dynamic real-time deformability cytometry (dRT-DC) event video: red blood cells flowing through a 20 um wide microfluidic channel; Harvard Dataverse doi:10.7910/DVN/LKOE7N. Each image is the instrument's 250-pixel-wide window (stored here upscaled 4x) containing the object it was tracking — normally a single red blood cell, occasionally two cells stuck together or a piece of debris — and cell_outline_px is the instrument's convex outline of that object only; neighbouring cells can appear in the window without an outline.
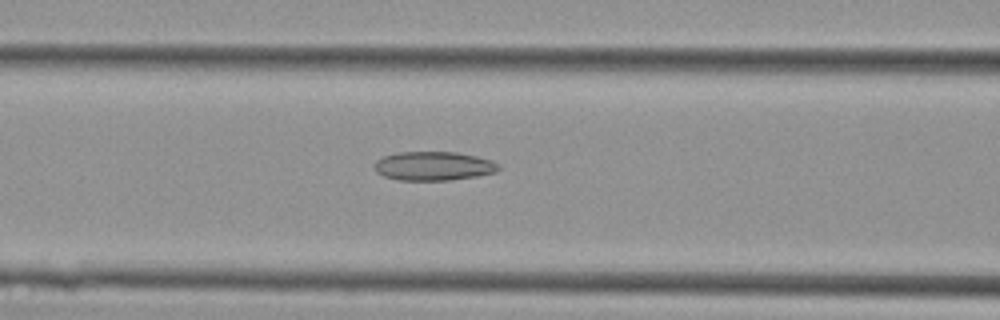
{"species": "Egyptian fruit bat (a non-hibernating species)", "species_latin": "Rousettus aegyptiacus", "temperature_condition": "cold", "stored_images_in_passage": 22, "camera_frame_rate_fps": 3000, "um_per_image_px": 0.085, "animal": {"sex": "female"}, "frame": {"image": 1, "passage_image": 6, "time_ms": 1.667, "image_size_px": [1000, 320], "cell_outline_px": [[500, 168], [496, 172], [476, 176], [448, 180], [400, 180], [384, 176], [376, 172], [372, 164], [376, 160], [384, 156], [400, 152], [456, 152], [476, 156], [492, 160], [500, 164]], "centroid_in_image_um": [36.85, 14.11], "position_along_channel_um": 129.8, "area_um2": 20.98}}
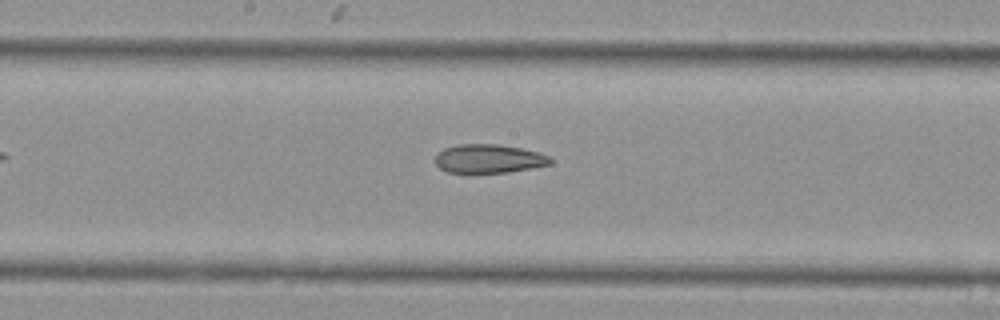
{"frame": {"image": 2, "passage_image": 11, "time_ms": 3.333, "image_size_px": [1000, 320], "cell_outline_px": [[552, 164], [508, 172], [448, 172], [440, 168], [436, 164], [436, 152], [444, 148], [456, 144], [500, 144], [540, 152], [548, 156], [552, 160]], "centroid_in_image_um": [41.54, 13.47], "position_along_channel_um": 206.7, "area_um2": 19.25}}
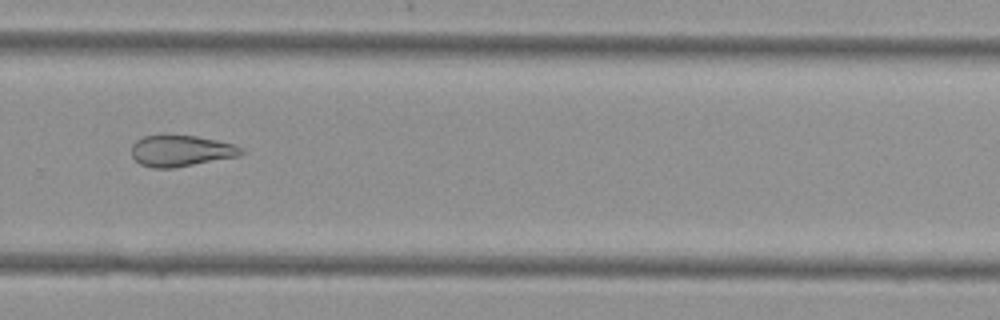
{"frame": {"image": 3, "passage_image": 18, "time_ms": 5.667, "image_size_px": [1000, 320], "cell_outline_px": [[244, 152], [240, 156], [172, 168], [152, 168], [140, 164], [132, 156], [132, 144], [136, 140], [144, 136], [196, 136], [216, 140], [232, 144], [244, 148]], "centroid_in_image_um": [15.39, 12.83], "position_along_channel_um": 314.4, "area_um2": 19.77}}